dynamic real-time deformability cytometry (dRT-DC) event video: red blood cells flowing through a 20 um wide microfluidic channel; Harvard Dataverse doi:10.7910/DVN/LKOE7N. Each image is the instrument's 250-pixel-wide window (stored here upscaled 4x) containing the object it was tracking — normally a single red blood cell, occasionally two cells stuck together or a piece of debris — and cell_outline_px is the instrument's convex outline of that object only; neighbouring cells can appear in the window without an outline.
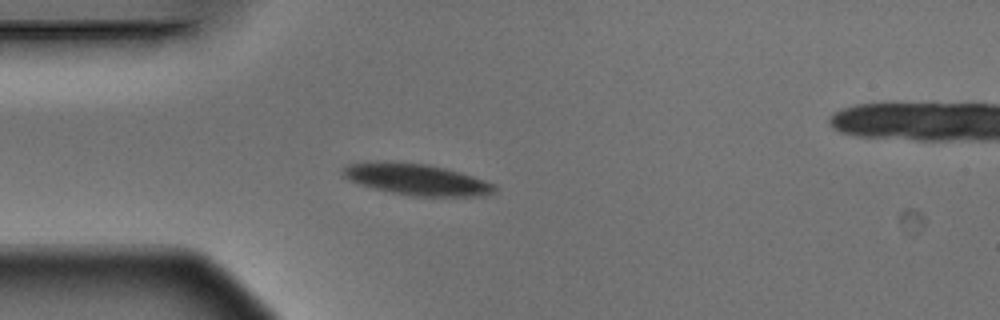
{"species": "Egyptian fruit bat (a non-hibernating species)", "species_latin": "Rousettus aegyptiacus", "temperature_condition": "warm", "stored_images_in_passage": 2, "camera_frame_rate_fps": 3000, "um_per_image_px": 0.085, "animal": {"sex": "male"}, "frame": {"image": 1, "passage_image": 1, "time_ms": 0.0, "image_size_px": [1000, 320], "cell_outline_px": [[500, 188], [496, 192], [484, 196], [412, 196], [392, 192], [360, 184], [348, 180], [340, 172], [348, 164], [384, 160], [428, 164], [460, 172], [496, 184]], "centroid_in_image_um": [35.45, 15.24], "position_along_channel_um": 49.6, "area_um2": 27.86}}